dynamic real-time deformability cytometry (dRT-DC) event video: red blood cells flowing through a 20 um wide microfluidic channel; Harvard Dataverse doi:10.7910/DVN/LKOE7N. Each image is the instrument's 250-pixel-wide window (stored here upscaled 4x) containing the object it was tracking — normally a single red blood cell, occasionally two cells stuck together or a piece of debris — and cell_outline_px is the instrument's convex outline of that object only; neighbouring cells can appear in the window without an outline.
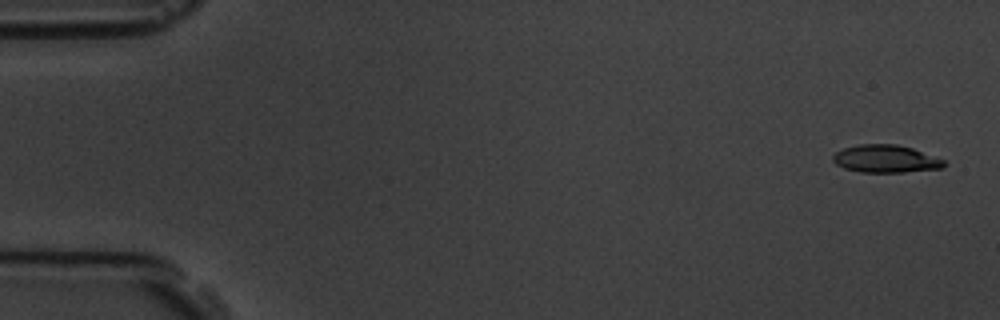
{"species": "common noctule bat (a hibernating species)", "species_latin": "Nyctalus noctula", "temperature_condition": "room temperature", "stored_images_in_passage": 6, "camera_frame_rate_fps": 3000, "um_per_image_px": 0.085, "animal": {"sex": "male", "body_mass_g": 19.5, "forearm_length_mm": 54.6}, "frame": {"image": 1, "passage_image": 1, "time_ms": 0.0, "image_size_px": [1000, 320], "cell_outline_px": [[948, 164], [944, 168], [904, 172], [860, 172], [844, 168], [836, 164], [832, 160], [832, 156], [836, 152], [844, 148], [860, 144], [896, 144], [912, 148], [944, 160]], "centroid_in_image_um": [75.29, 13.5], "position_along_channel_um": 9.7, "area_um2": 17.92}}
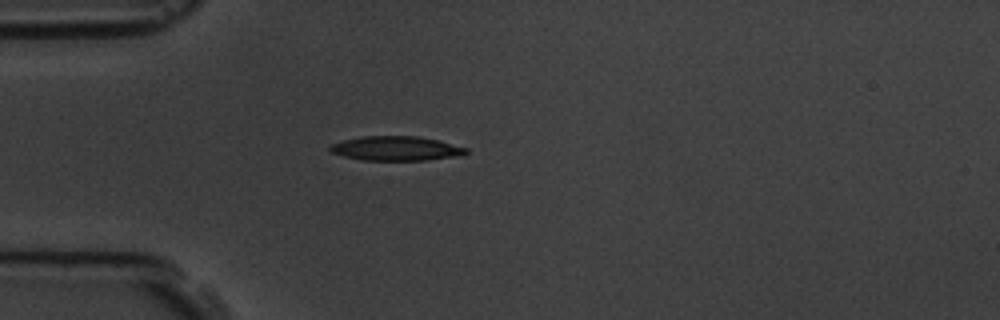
{"frame": {"image": 2, "passage_image": 5, "time_ms": 4.667, "image_size_px": [1000, 320], "cell_outline_px": [[468, 152], [460, 156], [424, 160], [360, 160], [344, 156], [332, 152], [328, 148], [332, 144], [344, 140], [360, 136], [420, 136], [440, 140], [468, 148]], "centroid_in_image_um": [33.7, 12.61], "position_along_channel_um": 51.3, "area_um2": 19.42}}